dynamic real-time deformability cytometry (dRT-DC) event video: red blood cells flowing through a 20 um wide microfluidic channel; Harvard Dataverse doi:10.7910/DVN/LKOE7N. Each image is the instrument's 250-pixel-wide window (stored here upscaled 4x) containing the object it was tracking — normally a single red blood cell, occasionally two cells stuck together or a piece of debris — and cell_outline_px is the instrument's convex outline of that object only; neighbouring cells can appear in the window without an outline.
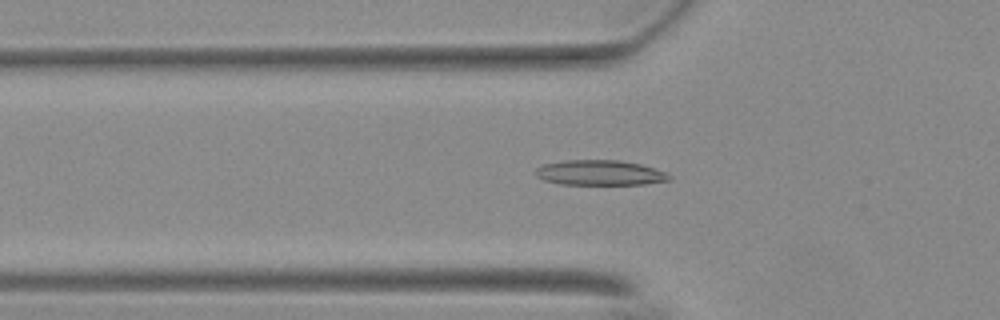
{"species": "Egyptian fruit bat (a non-hibernating species)", "species_latin": "Rousettus aegyptiacus", "temperature_condition": "warm", "stored_images_in_passage": 55, "camera_frame_rate_fps": 3000, "um_per_image_px": 0.085, "animal": {"sex": "female"}, "frame": {"image": 1, "passage_image": 19, "time_ms": 6.0, "image_size_px": [1000, 320], "cell_outline_px": [[672, 180], [644, 184], [560, 184], [544, 180], [536, 176], [536, 168], [544, 164], [564, 160], [620, 160], [640, 164], [664, 172], [672, 176]], "centroid_in_image_um": [50.99, 14.68], "position_along_channel_um": 74.8, "area_um2": 19.48}}
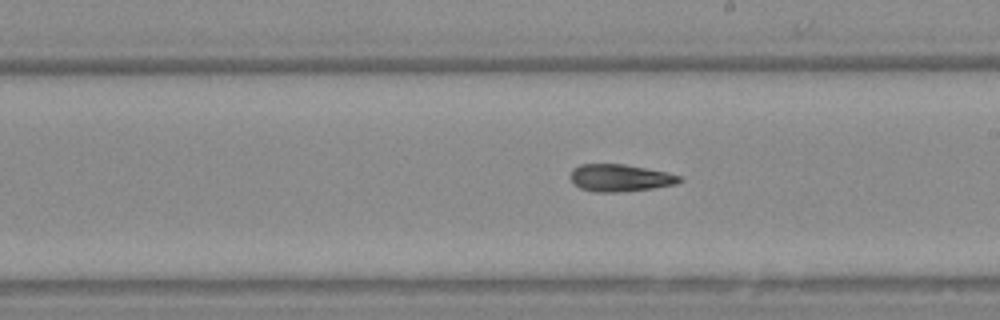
{"frame": {"image": 2, "passage_image": 32, "time_ms": 10.333, "image_size_px": [1000, 320], "cell_outline_px": [[684, 180], [676, 184], [652, 188], [620, 192], [596, 192], [580, 188], [572, 180], [572, 168], [580, 164], [624, 164], [668, 172], [680, 176]], "centroid_in_image_um": [52.74, 15.11], "position_along_channel_um": 236.3, "area_um2": 17.22}}
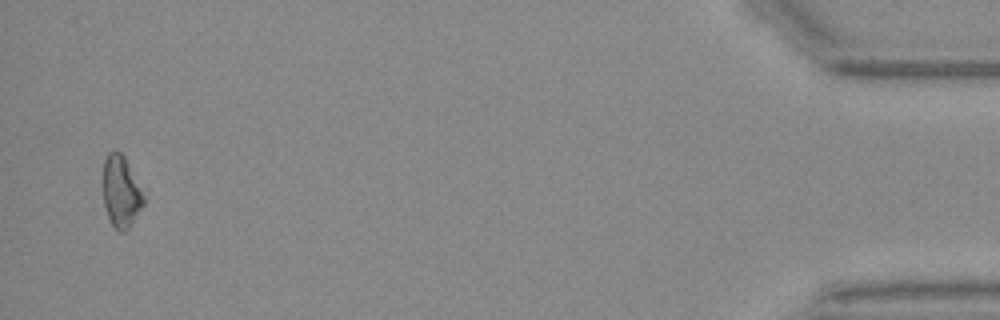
{"frame": {"image": 3, "passage_image": 54, "time_ms": 17.667, "image_size_px": [1000, 320], "cell_outline_px": [[144, 204], [128, 228], [124, 232], [120, 232], [112, 224], [108, 216], [104, 204], [104, 160], [108, 152], [120, 152], [124, 156], [144, 196]], "centroid_in_image_um": [10.28, 16.3], "position_along_channel_um": 424.9, "area_um2": 16.36}}